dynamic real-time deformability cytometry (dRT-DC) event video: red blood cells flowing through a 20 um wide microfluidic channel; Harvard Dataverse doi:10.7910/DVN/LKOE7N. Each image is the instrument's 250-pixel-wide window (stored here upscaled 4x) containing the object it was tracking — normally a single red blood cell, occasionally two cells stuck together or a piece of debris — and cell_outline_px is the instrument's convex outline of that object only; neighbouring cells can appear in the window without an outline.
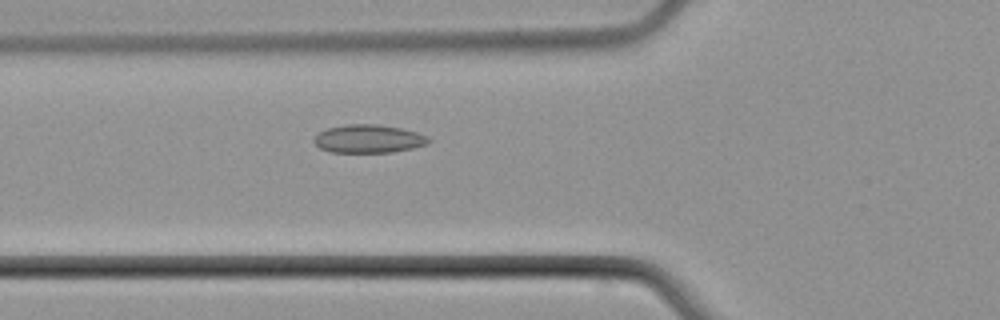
{"species": "common noctule bat (a hibernating species)", "species_latin": "Nyctalus noctula", "temperature_condition": "cold", "stored_images_in_passage": 5, "camera_frame_rate_fps": 3000, "um_per_image_px": 0.085, "animal": {"sex": "male", "body_mass_g": 21.5, "forearm_length_mm": 52.0}, "frame": {"image": 1, "passage_image": 5, "time_ms": 4.667, "image_size_px": [1000, 320], "cell_outline_px": [[432, 140], [428, 144], [412, 148], [392, 152], [332, 152], [320, 148], [312, 140], [320, 132], [328, 128], [344, 124], [376, 124], [400, 128], [416, 132], [428, 136]], "centroid_in_image_um": [31.35, 11.79], "position_along_channel_um": 94.5, "area_um2": 18.79}}